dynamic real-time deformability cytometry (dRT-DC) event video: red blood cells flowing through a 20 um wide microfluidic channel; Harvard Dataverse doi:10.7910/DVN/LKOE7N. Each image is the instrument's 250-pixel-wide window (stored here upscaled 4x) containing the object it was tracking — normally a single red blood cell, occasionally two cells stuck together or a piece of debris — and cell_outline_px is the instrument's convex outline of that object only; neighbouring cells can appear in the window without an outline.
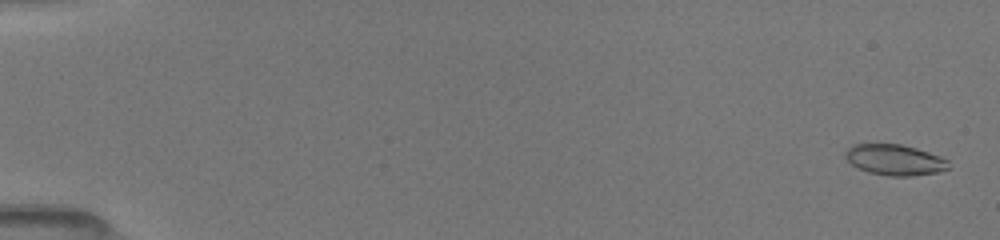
{"species": "common noctule bat (a hibernating species)", "species_latin": "Nyctalus noctula", "temperature_condition": "room temperature", "stored_images_in_passage": 52, "camera_frame_rate_fps": 3000, "um_per_image_px": 0.085, "animal": {"sex": "female", "body_mass_g": 19.5, "forearm_length_mm": 54.1}, "frame": {"image": 1, "passage_image": 2, "time_ms": 0.333, "image_size_px": [1000, 240], "cell_outline_px": [[948, 168], [936, 172], [912, 176], [888, 176], [868, 172], [852, 164], [844, 156], [844, 152], [852, 144], [900, 144], [916, 148], [940, 156], [948, 160]], "centroid_in_image_um": [76.03, 13.58], "position_along_channel_um": 9.0, "area_um2": 18.38}}
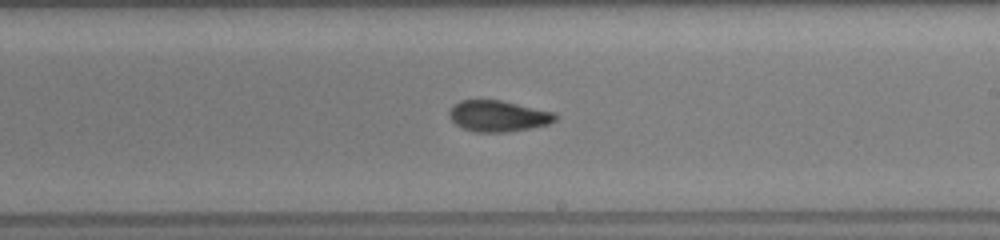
{"frame": {"image": 2, "passage_image": 32, "time_ms": 10.333, "image_size_px": [1000, 240], "cell_outline_px": [[556, 120], [548, 124], [532, 128], [508, 132], [476, 132], [460, 128], [448, 116], [448, 112], [452, 104], [460, 100], [500, 100], [556, 112]], "centroid_in_image_um": [42.32, 9.86], "position_along_channel_um": 246.7, "area_um2": 19.48}}
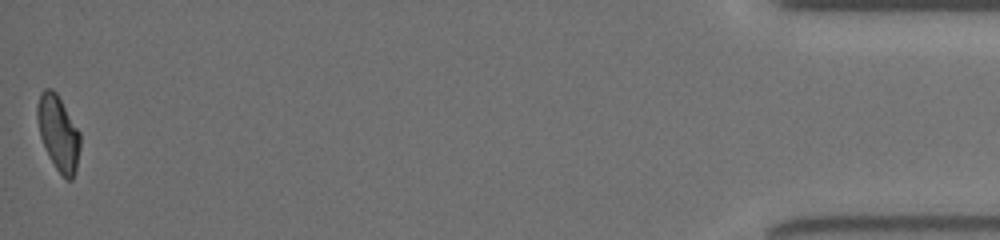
{"frame": {"image": 3, "passage_image": 52, "time_ms": 17.0, "image_size_px": [1000, 240], "cell_outline_px": [[80, 148], [76, 172], [72, 180], [68, 180], [56, 168], [48, 156], [40, 136], [36, 116], [36, 108], [40, 92], [44, 88], [52, 88], [56, 92], [80, 132]], "centroid_in_image_um": [4.95, 11.29], "position_along_channel_um": 430.3, "area_um2": 18.84}, "authors_computed_cell_mechanics": {"area_um2": 19.1607, "velocity_mm_per_s": 4.0414, "shape_relaxation_time_tau1_ms": 9.3841, "shape_relaxation_time_tau2_ms": 2.4782, "deformation_change_tau1": 0.2283, "deformation_change_tau2": 0.0738}}